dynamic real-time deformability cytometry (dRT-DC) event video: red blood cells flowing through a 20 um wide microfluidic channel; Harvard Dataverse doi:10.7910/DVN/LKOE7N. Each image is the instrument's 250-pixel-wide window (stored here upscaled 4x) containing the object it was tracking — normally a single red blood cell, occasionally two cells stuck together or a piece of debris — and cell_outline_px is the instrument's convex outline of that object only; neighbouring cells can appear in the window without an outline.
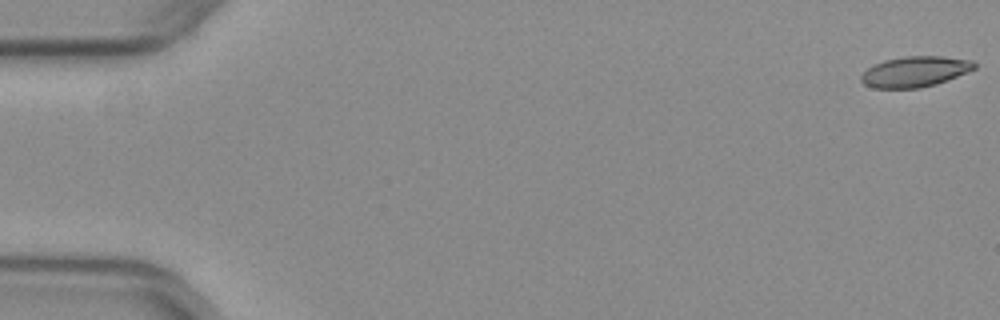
{"species": "common noctule bat (a hibernating species)", "species_latin": "Nyctalus noctula", "temperature_condition": "warm", "stored_images_in_passage": 53, "camera_frame_rate_fps": 3000, "um_per_image_px": 0.085, "animal": {"sex": "female", "body_mass_g": 29.2, "forearm_length_mm": 56.3}, "frame": {"image": 1, "passage_image": 1, "time_ms": 0.0, "image_size_px": [1000, 320], "cell_outline_px": [[976, 68], [968, 72], [948, 80], [936, 84], [920, 88], [872, 88], [864, 84], [860, 80], [860, 76], [868, 68], [884, 60], [904, 56], [944, 56], [972, 60], [976, 64]], "centroid_in_image_um": [77.79, 6.09], "position_along_channel_um": 7.2, "area_um2": 20.29}}
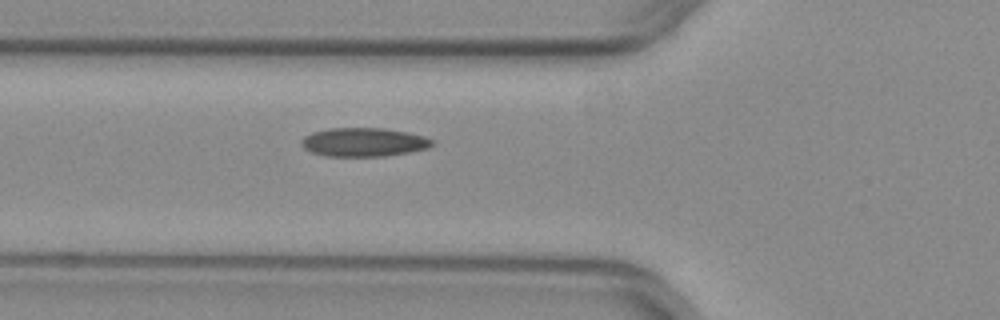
{"frame": {"image": 2, "passage_image": 20, "time_ms": 6.333, "image_size_px": [1000, 320], "cell_outline_px": [[432, 144], [428, 148], [408, 152], [384, 156], [324, 156], [312, 152], [304, 148], [300, 144], [300, 140], [304, 136], [312, 132], [332, 128], [384, 128], [408, 132], [424, 136], [432, 140]], "centroid_in_image_um": [30.88, 12.08], "position_along_channel_um": 94.9, "area_um2": 21.85}}
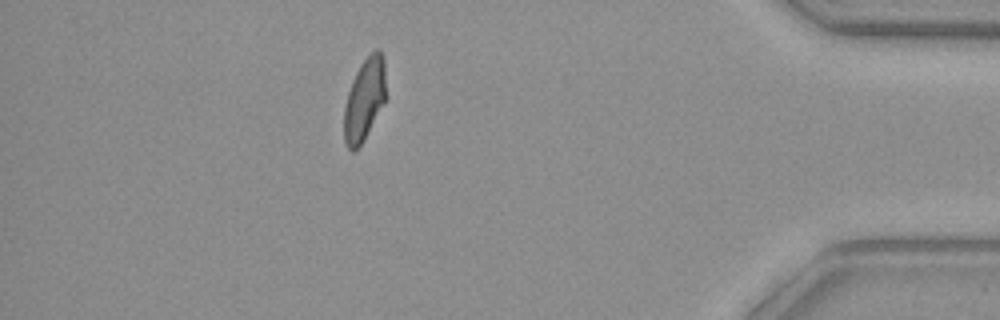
{"frame": {"image": 3, "passage_image": 47, "time_ms": 15.333, "image_size_px": [1000, 320], "cell_outline_px": [[384, 100], [364, 140], [352, 152], [348, 148], [344, 140], [344, 108], [348, 92], [352, 80], [360, 64], [376, 48], [380, 48], [384, 60]], "centroid_in_image_um": [30.95, 8.44], "position_along_channel_um": 404.3, "area_um2": 19.54}, "authors_computed_cell_mechanics": {"area_um2": 20.6924, "velocity_mm_per_s": 3.9576, "shape_relaxation_time_tau1_ms": null, "shape_relaxation_time_tau2_ms": 2.2607, "deformation_change_tau1": null, "deformation_change_tau2": 0.0812}}